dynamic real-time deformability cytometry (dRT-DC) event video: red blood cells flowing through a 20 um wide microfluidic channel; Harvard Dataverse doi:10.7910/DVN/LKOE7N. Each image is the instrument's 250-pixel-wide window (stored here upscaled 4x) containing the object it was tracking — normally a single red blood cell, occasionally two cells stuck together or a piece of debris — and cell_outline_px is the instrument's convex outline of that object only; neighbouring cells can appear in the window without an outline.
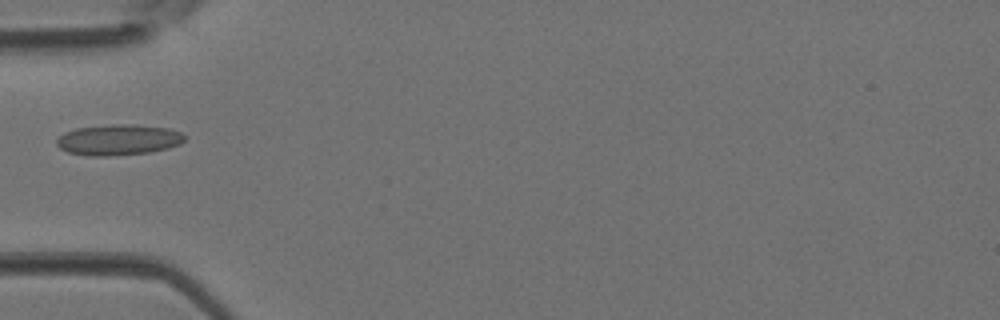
{"species": "Egyptian fruit bat (a non-hibernating species)", "species_latin": "Rousettus aegyptiacus", "temperature_condition": "room temperature", "stored_images_in_passage": 4, "camera_frame_rate_fps": 3000, "um_per_image_px": 0.085, "animal": {"sex": "female"}, "frame": {"image": 1, "passage_image": 4, "time_ms": 1.0, "image_size_px": [1000, 320], "cell_outline_px": [[188, 136], [180, 144], [168, 148], [148, 152], [108, 156], [88, 156], [68, 152], [60, 148], [56, 144], [56, 140], [64, 132], [76, 128], [116, 124], [132, 124], [168, 128], [180, 132]], "centroid_in_image_um": [10.07, 11.88], "position_along_channel_um": 74.9, "area_um2": 22.95}}